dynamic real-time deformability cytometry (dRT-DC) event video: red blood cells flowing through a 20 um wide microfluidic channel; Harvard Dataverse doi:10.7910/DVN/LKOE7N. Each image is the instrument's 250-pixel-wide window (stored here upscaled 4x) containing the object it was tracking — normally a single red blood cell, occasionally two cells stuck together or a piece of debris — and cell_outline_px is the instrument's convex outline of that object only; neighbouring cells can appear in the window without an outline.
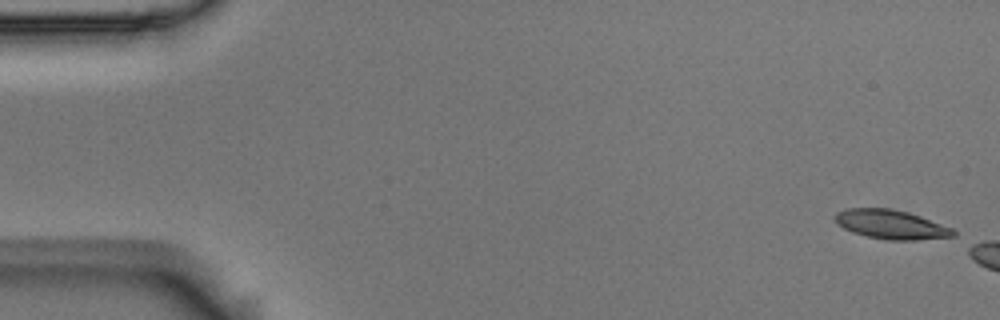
{"species": "Egyptian fruit bat (a non-hibernating species)", "species_latin": "Rousettus aegyptiacus", "temperature_condition": "room temperature", "stored_images_in_passage": 11, "camera_frame_rate_fps": 3000, "um_per_image_px": 0.085, "animal": {"sex": "male"}, "frame": {"image": 1, "passage_image": 1, "time_ms": 0.0, "image_size_px": [1000, 320], "cell_outline_px": [[956, 236], [916, 240], [888, 240], [868, 236], [852, 232], [844, 228], [836, 220], [836, 212], [848, 208], [892, 208], [908, 212], [920, 216], [952, 228], [956, 232]], "centroid_in_image_um": [75.77, 19.08], "position_along_channel_um": 9.2, "area_um2": 19.88}}